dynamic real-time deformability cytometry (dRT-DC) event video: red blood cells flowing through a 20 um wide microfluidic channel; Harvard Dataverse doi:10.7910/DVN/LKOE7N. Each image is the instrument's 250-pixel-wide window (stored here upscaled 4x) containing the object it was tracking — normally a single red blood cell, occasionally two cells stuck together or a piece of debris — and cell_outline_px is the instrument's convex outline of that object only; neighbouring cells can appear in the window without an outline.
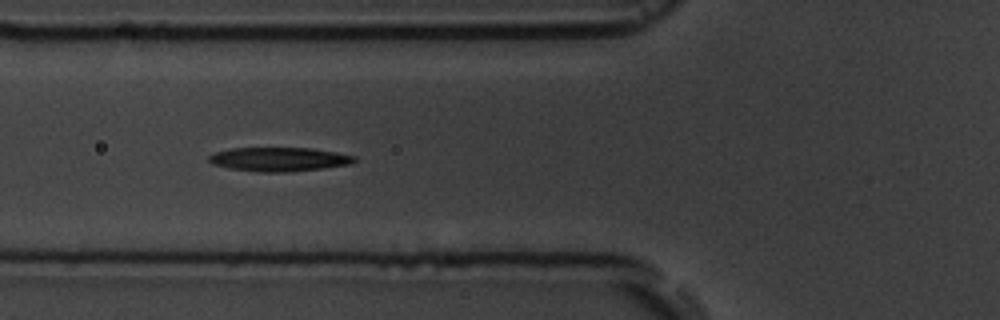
{"species": "common noctule bat (a hibernating species)", "species_latin": "Nyctalus noctula", "temperature_condition": "room temperature", "stored_images_in_passage": 9, "camera_frame_rate_fps": 3000, "um_per_image_px": 0.085, "animal": {"sex": "male", "body_mass_g": 19.5, "forearm_length_mm": 54.6}, "frame": {"image": 1, "passage_image": 6, "time_ms": 6.667, "image_size_px": [1000, 320], "cell_outline_px": [[356, 160], [352, 164], [324, 168], [288, 172], [260, 172], [228, 168], [212, 164], [208, 160], [208, 156], [216, 152], [232, 148], [312, 148], [336, 152], [356, 156]], "centroid_in_image_um": [23.74, 13.54], "position_along_channel_um": 102.1, "area_um2": 20.4}}
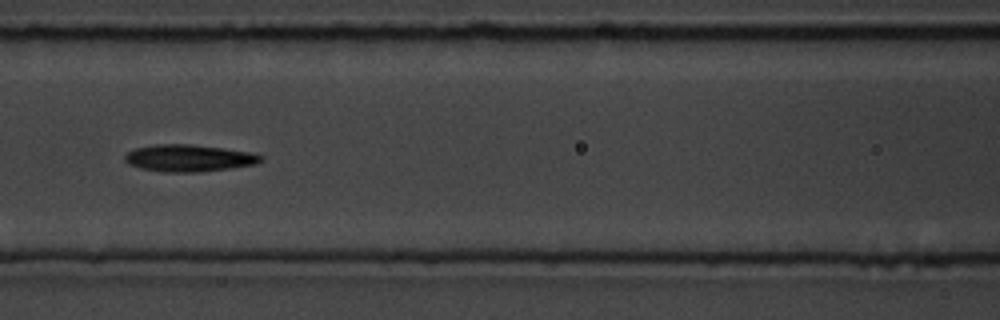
{"frame": {"image": 2, "passage_image": 7, "time_ms": 8.0, "image_size_px": [1000, 320], "cell_outline_px": [[264, 160], [256, 164], [200, 172], [164, 172], [140, 168], [128, 164], [124, 160], [124, 156], [128, 152], [136, 148], [156, 144], [192, 144], [224, 148], [252, 152], [264, 156]], "centroid_in_image_um": [16.07, 13.43], "position_along_channel_um": 150.5, "area_um2": 21.5}}
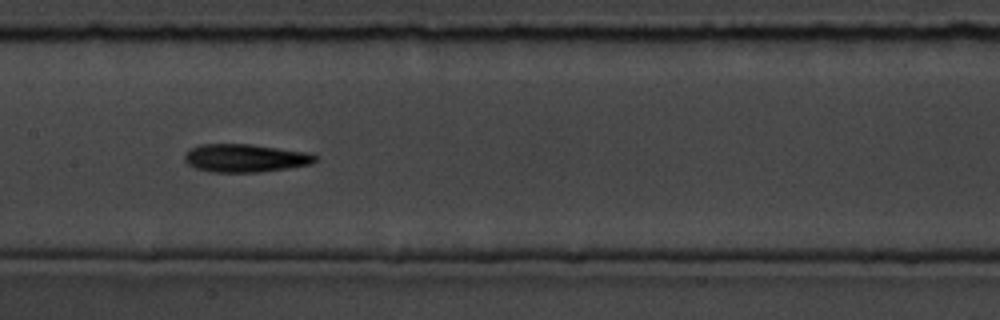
{"frame": {"image": 3, "passage_image": 8, "time_ms": 9.0, "image_size_px": [1000, 320], "cell_outline_px": [[320, 156], [312, 164], [288, 168], [260, 172], [212, 172], [196, 168], [188, 164], [184, 160], [184, 156], [192, 148], [200, 144], [252, 144], [308, 152]], "centroid_in_image_um": [20.89, 13.43], "position_along_channel_um": 186.5, "area_um2": 21.44}}